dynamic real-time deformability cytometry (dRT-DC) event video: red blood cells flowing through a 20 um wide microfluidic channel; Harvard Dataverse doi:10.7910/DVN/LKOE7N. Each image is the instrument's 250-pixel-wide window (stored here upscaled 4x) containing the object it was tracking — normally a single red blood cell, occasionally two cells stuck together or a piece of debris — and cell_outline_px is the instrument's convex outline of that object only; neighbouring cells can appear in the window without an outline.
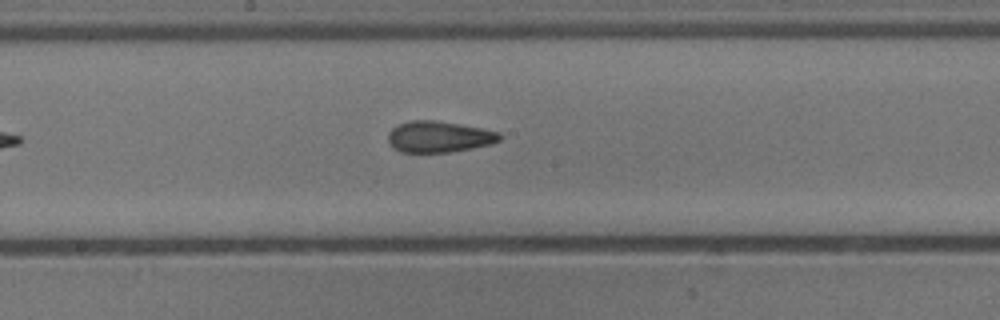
{"species": "common noctule bat (a hibernating species)", "species_latin": "Nyctalus noctula", "temperature_condition": "cold", "stored_images_in_passage": 5, "camera_frame_rate_fps": 3000, "um_per_image_px": 0.085, "animal": {"sex": "male", "body_mass_g": 13.3}, "frame": {"image": 1, "passage_image": 5, "time_ms": 1.333, "image_size_px": [1000, 320], "cell_outline_px": [[504, 136], [500, 140], [492, 144], [472, 148], [448, 152], [400, 152], [388, 140], [388, 132], [396, 124], [408, 120], [436, 120], [460, 124], [500, 132]], "centroid_in_image_um": [37.33, 11.61], "position_along_channel_um": 210.9, "area_um2": 20.4}}